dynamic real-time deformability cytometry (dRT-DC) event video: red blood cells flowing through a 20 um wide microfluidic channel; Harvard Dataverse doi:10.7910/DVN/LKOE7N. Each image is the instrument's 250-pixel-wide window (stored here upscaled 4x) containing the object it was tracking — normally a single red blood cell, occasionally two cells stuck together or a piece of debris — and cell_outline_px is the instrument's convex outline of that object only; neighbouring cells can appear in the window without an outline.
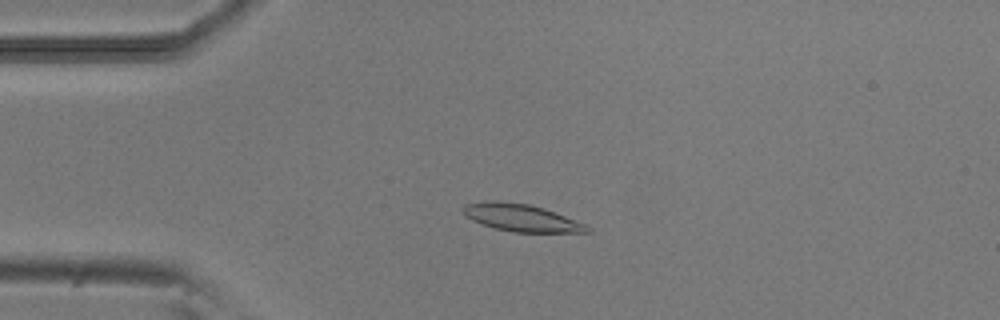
{"species": "common noctule bat (a hibernating species)", "species_latin": "Nyctalus noctula", "temperature_condition": "room temperature", "stored_images_in_passage": 52, "camera_frame_rate_fps": 3000, "um_per_image_px": 0.085, "animal": {"sex": "male", "body_mass_g": 20.5, "forearm_length_mm": 52.5}, "frame": {"image": 1, "passage_image": 12, "time_ms": 3.667, "image_size_px": [1000, 320], "cell_outline_px": [[592, 232], [512, 232], [492, 228], [472, 220], [464, 216], [460, 208], [464, 204], [488, 200], [528, 204], [544, 208], [584, 224], [592, 228]], "centroid_in_image_um": [44.23, 18.51], "position_along_channel_um": 40.8, "area_um2": 19.77}}
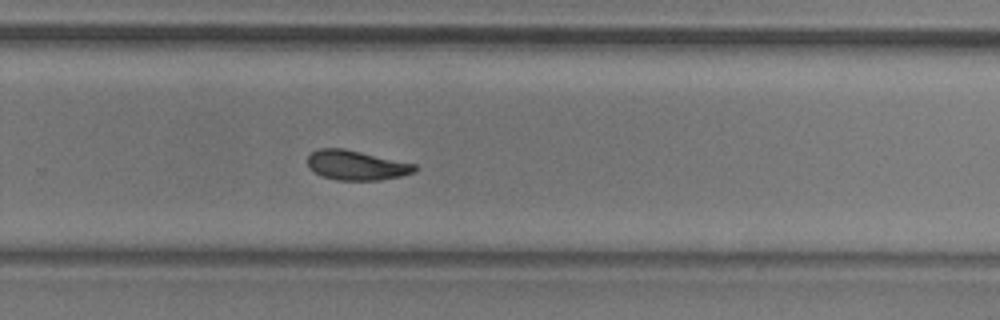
{"frame": {"image": 2, "passage_image": 34, "time_ms": 11.0, "image_size_px": [1000, 320], "cell_outline_px": [[416, 172], [400, 176], [380, 180], [336, 180], [320, 176], [308, 168], [308, 156], [312, 152], [320, 148], [344, 148], [416, 164]], "centroid_in_image_um": [30.27, 14.05], "position_along_channel_um": 299.5, "area_um2": 18.61}}
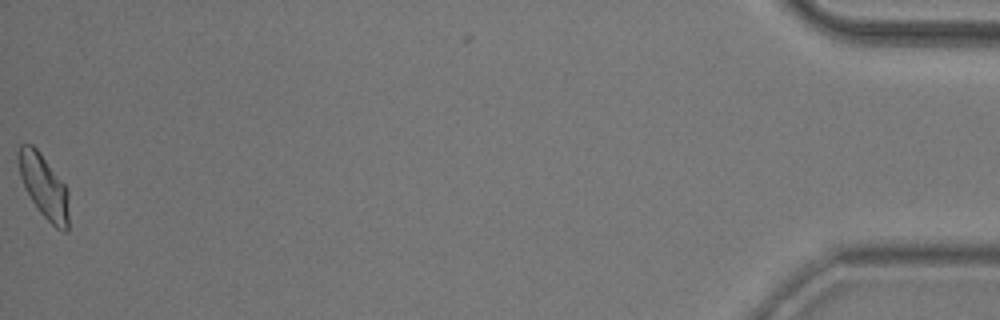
{"frame": {"image": 3, "passage_image": 52, "time_ms": 17.0, "image_size_px": [1000, 320], "cell_outline_px": [[68, 232], [64, 232], [56, 228], [40, 212], [24, 188], [20, 176], [16, 152], [20, 144], [32, 144], [40, 152], [68, 188]], "centroid_in_image_um": [3.72, 15.81], "position_along_channel_um": 431.5, "area_um2": 18.84}, "authors_computed_cell_mechanics": {"area_um2": 18.8428, "velocity_mm_per_s": 3.8595, "shape_relaxation_time_tau1_ms": 5.1618, "shape_relaxation_time_tau2_ms": 9.3252, "deformation_change_tau1": 0.1458, "deformation_change_tau2": 0.1505}}